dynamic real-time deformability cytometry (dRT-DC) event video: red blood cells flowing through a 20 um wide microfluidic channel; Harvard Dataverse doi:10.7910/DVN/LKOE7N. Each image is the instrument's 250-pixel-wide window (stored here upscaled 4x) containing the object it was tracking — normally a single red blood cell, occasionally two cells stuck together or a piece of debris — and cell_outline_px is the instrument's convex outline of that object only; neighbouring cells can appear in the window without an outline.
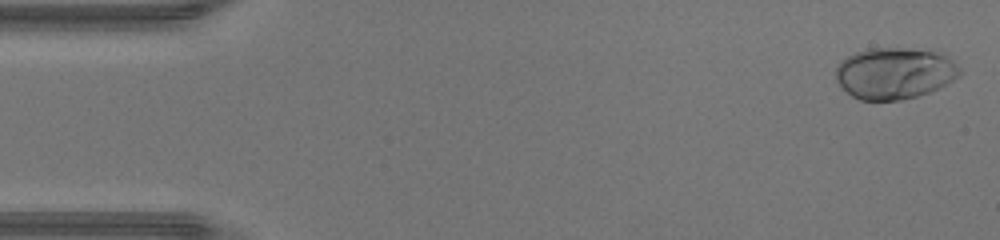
{"species": "human", "species_latin": "Homo sapiens", "temperature_condition": "warm", "stored_images_in_passage": 45, "camera_frame_rate_fps": 3000, "um_per_image_px": 0.085, "donor": {"sex": "male"}, "frame": {"image": 1, "passage_image": 1, "time_ms": 0.0, "image_size_px": [1000, 240], "cell_outline_px": [[960, 76], [940, 88], [916, 96], [900, 100], [860, 100], [852, 96], [836, 80], [836, 68], [840, 60], [856, 52], [868, 48], [932, 48], [948, 56], [960, 68]], "centroid_in_image_um": [76.08, 6.19], "position_along_channel_um": 8.9, "area_um2": 37.63}}
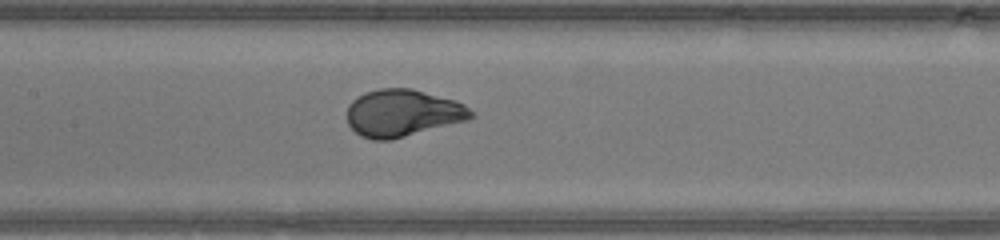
{"frame": {"image": 2, "passage_image": 21, "time_ms": 6.667, "image_size_px": [1000, 240], "cell_outline_px": [[476, 116], [468, 120], [392, 140], [372, 140], [360, 136], [348, 124], [348, 104], [356, 96], [364, 92], [380, 88], [412, 88], [452, 100], [464, 104], [476, 112]], "centroid_in_image_um": [34.23, 9.61], "position_along_channel_um": 173.2, "area_um2": 34.33}}
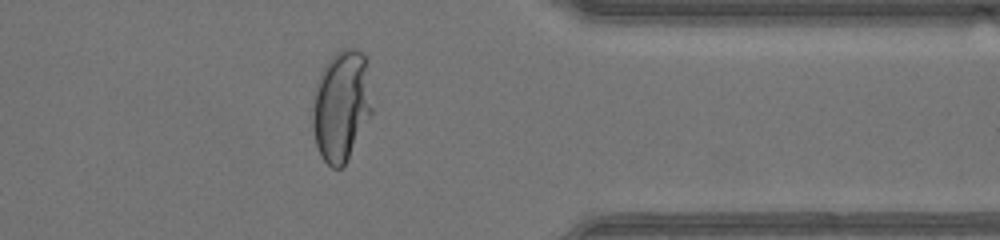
{"frame": {"image": 3, "passage_image": 36, "time_ms": 11.667, "image_size_px": [1000, 240], "cell_outline_px": [[372, 112], [344, 164], [340, 168], [332, 168], [320, 156], [316, 144], [312, 128], [312, 112], [316, 92], [320, 76], [328, 60], [340, 48], [356, 48], [364, 52], [372, 108]], "centroid_in_image_um": [29.0, 8.98], "position_along_channel_um": 382.4, "area_um2": 37.69}, "authors_computed_cell_mechanics": {"area_um2": 34.6222, "velocity_mm_per_s": 4.4682, "shape_relaxation_time_tau1_ms": 2.6853, "shape_relaxation_time_tau2_ms": null, "deformation_change_tau1": 0.2059, "deformation_change_tau2": null}}